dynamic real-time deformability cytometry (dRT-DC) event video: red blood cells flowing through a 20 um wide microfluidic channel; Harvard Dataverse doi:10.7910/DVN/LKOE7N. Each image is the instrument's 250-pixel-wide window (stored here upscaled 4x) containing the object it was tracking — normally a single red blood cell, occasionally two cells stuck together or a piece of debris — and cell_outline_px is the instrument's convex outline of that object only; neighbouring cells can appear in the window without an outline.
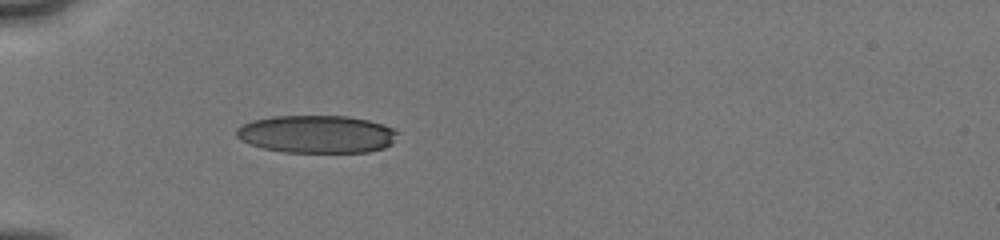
{"species": "human", "species_latin": "Homo sapiens", "temperature_condition": "cold", "stored_images_in_passage": 62, "camera_frame_rate_fps": 3000, "um_per_image_px": 0.085, "donor": {"sex": "male"}, "frame": {"image": 1, "passage_image": 1, "time_ms": 0.0, "image_size_px": [1000, 240], "cell_outline_px": [[400, 132], [392, 144], [384, 148], [368, 152], [284, 152], [264, 148], [240, 140], [236, 136], [236, 128], [252, 120], [272, 116], [348, 116], [368, 120], [384, 124]], "centroid_in_image_um": [26.95, 11.4], "position_along_channel_um": 58.0, "area_um2": 35.6}}
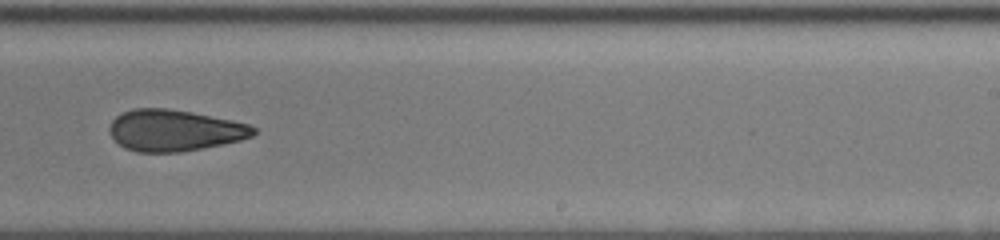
{"frame": {"image": 2, "passage_image": 32, "time_ms": 5.667, "image_size_px": [1000, 240], "cell_outline_px": [[256, 132], [252, 136], [240, 140], [224, 144], [180, 152], [136, 152], [124, 148], [108, 132], [108, 128], [112, 120], [116, 116], [132, 108], [168, 108], [192, 112], [232, 120], [248, 124], [256, 128]], "centroid_in_image_um": [14.81, 11.08], "position_along_channel_um": 274.2, "area_um2": 34.8}}
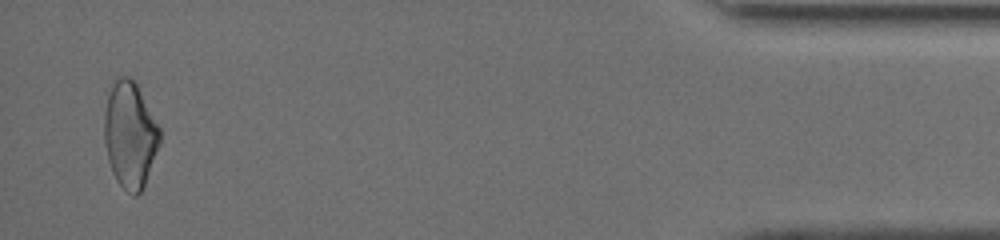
{"frame": {"image": 3, "passage_image": 58, "time_ms": 11.0, "image_size_px": [1000, 240], "cell_outline_px": [[160, 144], [144, 188], [136, 196], [132, 196], [116, 180], [112, 172], [108, 160], [104, 140], [104, 116], [108, 92], [112, 84], [120, 76], [128, 76], [136, 84], [160, 128]], "centroid_in_image_um": [11.05, 11.5], "position_along_channel_um": 424.2, "area_um2": 34.33}, "authors_computed_cell_mechanics": {"area_um2": 35.0268, "velocity_mm_per_s": 4.0691, "shape_relaxation_time_tau1_ms": null, "shape_relaxation_time_tau2_ms": 5.4063, "deformation_change_tau1": null, "deformation_change_tau2": 0.1583}}